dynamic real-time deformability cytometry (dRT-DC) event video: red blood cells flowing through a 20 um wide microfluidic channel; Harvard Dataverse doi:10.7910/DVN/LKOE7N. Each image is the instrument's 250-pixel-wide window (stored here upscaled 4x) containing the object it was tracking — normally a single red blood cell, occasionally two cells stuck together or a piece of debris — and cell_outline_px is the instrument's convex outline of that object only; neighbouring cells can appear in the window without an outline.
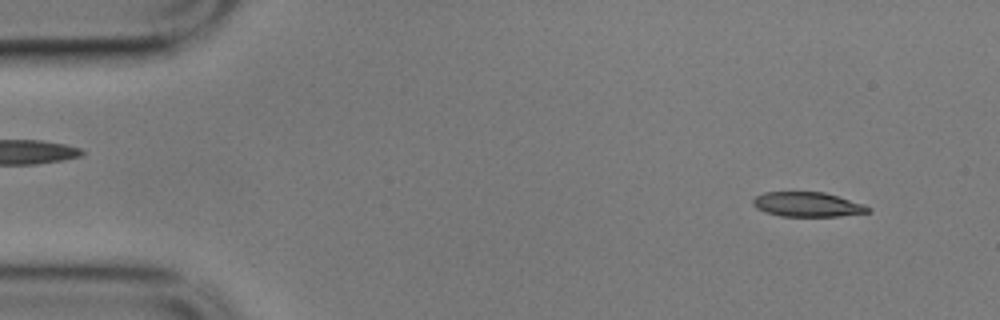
{"species": "common noctule bat (a hibernating species)", "species_latin": "Nyctalus noctula", "temperature_condition": "cold", "stored_images_in_passage": 4, "camera_frame_rate_fps": 3000, "um_per_image_px": 0.085, "animal": {"sex": "male", "body_mass_g": 17.9}, "frame": {"image": 1, "passage_image": 1, "time_ms": 0.0, "image_size_px": [1000, 320], "cell_outline_px": [[872, 212], [840, 216], [780, 216], [756, 208], [752, 204], [752, 200], [756, 196], [764, 192], [824, 192], [864, 204], [872, 208]], "centroid_in_image_um": [68.67, 17.38], "position_along_channel_um": 16.3, "area_um2": 16.53}}
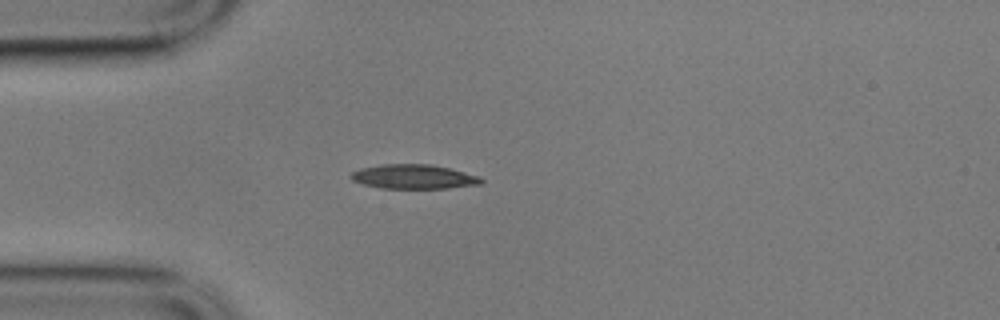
{"frame": {"image": 2, "passage_image": 4, "time_ms": 1.0, "image_size_px": [1000, 320], "cell_outline_px": [[484, 184], [448, 188], [380, 188], [364, 184], [352, 180], [348, 176], [352, 172], [360, 168], [380, 164], [432, 164], [480, 176], [484, 180]], "centroid_in_image_um": [35.17, 15.02], "position_along_channel_um": 49.8, "area_um2": 18.61}}